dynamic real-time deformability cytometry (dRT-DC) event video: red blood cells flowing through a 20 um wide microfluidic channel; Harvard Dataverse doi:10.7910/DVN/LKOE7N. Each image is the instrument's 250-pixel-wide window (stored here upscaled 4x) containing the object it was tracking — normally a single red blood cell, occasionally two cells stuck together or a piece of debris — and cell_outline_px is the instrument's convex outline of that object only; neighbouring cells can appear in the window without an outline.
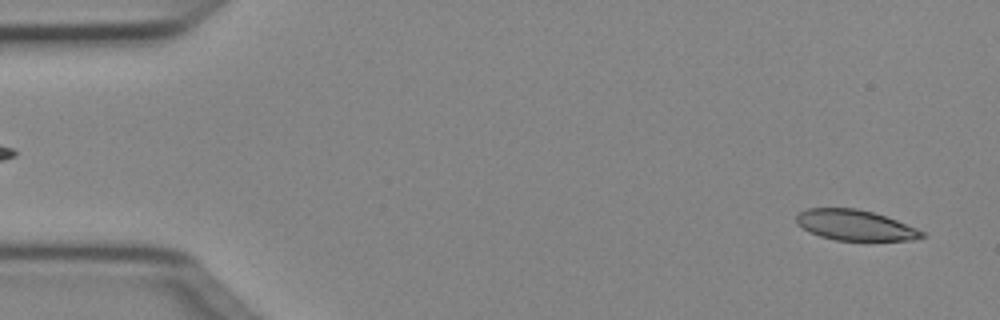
{"species": "Egyptian fruit bat (a non-hibernating species)", "species_latin": "Rousettus aegyptiacus", "temperature_condition": "cold", "stored_images_in_passage": 5, "segment_of_instrument_passage": [2, 2], "camera_frame_rate_fps": 3000, "um_per_image_px": 0.085, "animal": {"sex": "female"}, "frame": {"image": 1, "passage_image": 5, "time_ms": 1.333, "image_size_px": [1000, 320], "cell_outline_px": [[928, 236], [912, 240], [836, 240], [820, 236], [796, 224], [796, 216], [800, 212], [808, 208], [856, 208], [872, 212], [896, 220], [916, 228], [924, 232]], "centroid_in_image_um": [72.69, 19.14], "position_along_channel_um": 12.3, "area_um2": 22.08}}